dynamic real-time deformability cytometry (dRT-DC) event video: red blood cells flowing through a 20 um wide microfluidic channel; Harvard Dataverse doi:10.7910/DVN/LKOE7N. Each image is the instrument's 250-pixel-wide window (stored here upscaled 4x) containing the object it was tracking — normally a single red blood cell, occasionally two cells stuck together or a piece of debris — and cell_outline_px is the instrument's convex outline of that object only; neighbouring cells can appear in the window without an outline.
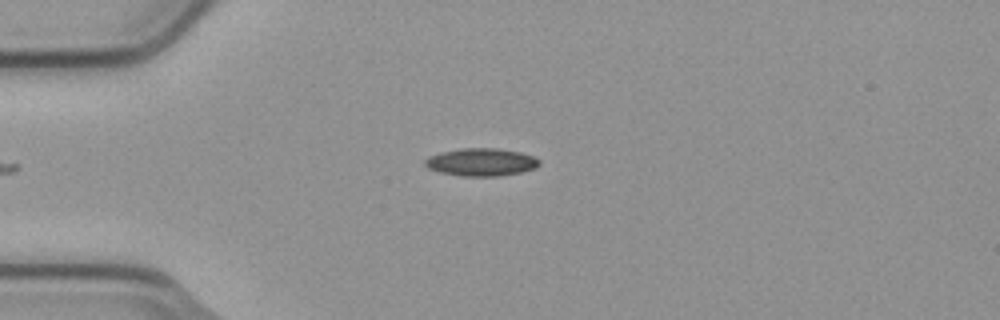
{"species": "common noctule bat (a hibernating species)", "species_latin": "Nyctalus noctula", "temperature_condition": "cold", "stored_images_in_passage": 5, "camera_frame_rate_fps": 3000, "um_per_image_px": 0.085, "animal": {"sex": "male", "body_mass_g": 23.1, "forearm_length_mm": 52.7}, "frame": {"image": 1, "passage_image": 5, "time_ms": 1.333, "image_size_px": [1000, 320], "cell_outline_px": [[540, 164], [536, 168], [520, 172], [500, 176], [460, 176], [440, 172], [428, 168], [424, 164], [424, 160], [428, 156], [440, 152], [464, 148], [496, 148], [520, 152], [532, 156], [540, 160]], "centroid_in_image_um": [40.89, 13.78], "position_along_channel_um": 44.1, "area_um2": 18.5}}